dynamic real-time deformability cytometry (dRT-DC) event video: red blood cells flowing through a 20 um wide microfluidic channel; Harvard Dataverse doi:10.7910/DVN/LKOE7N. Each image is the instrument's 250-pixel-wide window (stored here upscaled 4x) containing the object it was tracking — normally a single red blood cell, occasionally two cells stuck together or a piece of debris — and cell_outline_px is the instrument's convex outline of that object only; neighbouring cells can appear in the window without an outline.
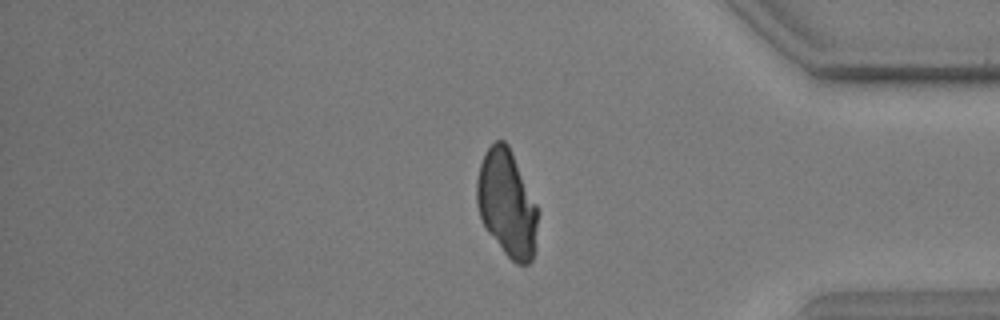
{"species": "common noctule bat (a hibernating species)", "species_latin": "Nyctalus noctula", "temperature_condition": "warm", "stored_images_in_passage": 38, "camera_frame_rate_fps": 3000, "um_per_image_px": 0.085, "animal": {"sex": "male", "body_mass_g": 17.9, "forearm_length_mm": 54.2}, "frame": {"image": 1, "passage_image": 30, "time_ms": 9.667, "image_size_px": [1000, 320], "cell_outline_px": [[536, 224], [532, 260], [528, 264], [516, 264], [504, 252], [488, 232], [480, 216], [476, 204], [476, 180], [480, 164], [484, 152], [496, 140], [504, 140], [508, 144], [536, 204]], "centroid_in_image_um": [43.04, 17.26], "position_along_channel_um": 392.2, "area_um2": 37.22}}
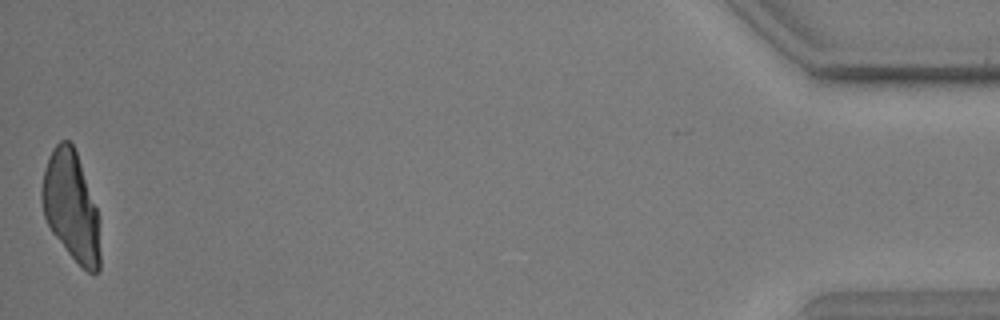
{"frame": {"image": 2, "passage_image": 38, "time_ms": 12.333, "image_size_px": [1000, 320], "cell_outline_px": [[100, 268], [96, 272], [88, 272], [68, 252], [52, 232], [44, 216], [40, 200], [40, 192], [44, 168], [48, 156], [52, 148], [60, 140], [68, 140], [72, 144], [76, 152], [96, 208], [100, 220]], "centroid_in_image_um": [6.03, 17.53], "position_along_channel_um": 429.2, "area_um2": 37.05}}